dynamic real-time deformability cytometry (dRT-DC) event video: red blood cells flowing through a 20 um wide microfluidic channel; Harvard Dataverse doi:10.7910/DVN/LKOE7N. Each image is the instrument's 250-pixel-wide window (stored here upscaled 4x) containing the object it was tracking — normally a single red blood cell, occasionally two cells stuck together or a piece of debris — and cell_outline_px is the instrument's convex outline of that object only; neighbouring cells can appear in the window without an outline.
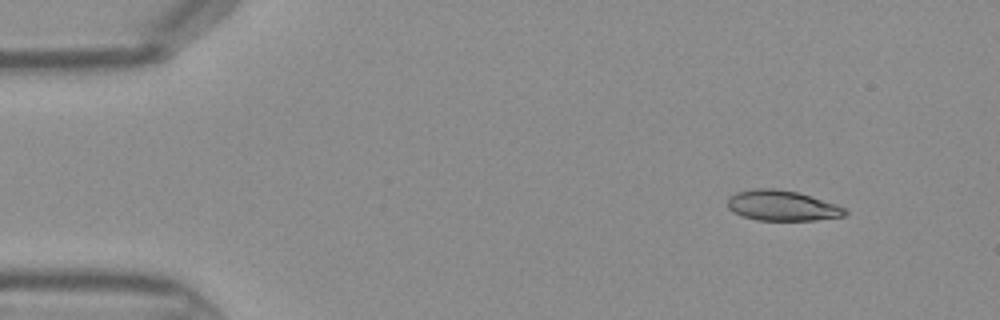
{"species": "Egyptian fruit bat (a non-hibernating species)", "species_latin": "Rousettus aegyptiacus", "temperature_condition": "warm", "stored_images_in_passage": 10, "camera_frame_rate_fps": 3000, "um_per_image_px": 0.085, "frame": {"image": 1, "passage_image": 4, "time_ms": 1.0, "image_size_px": [1000, 320], "cell_outline_px": [[848, 212], [844, 216], [816, 220], [756, 220], [744, 216], [728, 208], [728, 196], [736, 192], [752, 188], [776, 188], [796, 192], [836, 204], [848, 208]], "centroid_in_image_um": [66.49, 17.47], "position_along_channel_um": 18.5, "area_um2": 20.75}}